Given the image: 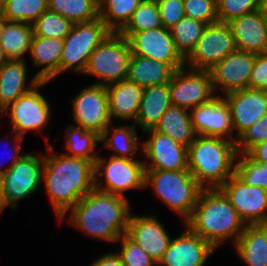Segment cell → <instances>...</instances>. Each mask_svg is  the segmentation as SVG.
Here are the masks:
<instances>
[{
    "label": "cell",
    "mask_w": 267,
    "mask_h": 266,
    "mask_svg": "<svg viewBox=\"0 0 267 266\" xmlns=\"http://www.w3.org/2000/svg\"><path fill=\"white\" fill-rule=\"evenodd\" d=\"M46 143L48 153L44 154L42 181L57 220L62 221L68 211L95 188V163L63 153L54 154L48 138Z\"/></svg>",
    "instance_id": "obj_1"
},
{
    "label": "cell",
    "mask_w": 267,
    "mask_h": 266,
    "mask_svg": "<svg viewBox=\"0 0 267 266\" xmlns=\"http://www.w3.org/2000/svg\"><path fill=\"white\" fill-rule=\"evenodd\" d=\"M130 209L127 197L94 188L69 210L67 220L84 235L117 243L127 233Z\"/></svg>",
    "instance_id": "obj_2"
},
{
    "label": "cell",
    "mask_w": 267,
    "mask_h": 266,
    "mask_svg": "<svg viewBox=\"0 0 267 266\" xmlns=\"http://www.w3.org/2000/svg\"><path fill=\"white\" fill-rule=\"evenodd\" d=\"M183 224L215 249L228 239L235 244L247 226L219 188L203 189Z\"/></svg>",
    "instance_id": "obj_3"
},
{
    "label": "cell",
    "mask_w": 267,
    "mask_h": 266,
    "mask_svg": "<svg viewBox=\"0 0 267 266\" xmlns=\"http://www.w3.org/2000/svg\"><path fill=\"white\" fill-rule=\"evenodd\" d=\"M237 156L234 141L197 135L188 146V169L204 189L220 188L235 174Z\"/></svg>",
    "instance_id": "obj_4"
},
{
    "label": "cell",
    "mask_w": 267,
    "mask_h": 266,
    "mask_svg": "<svg viewBox=\"0 0 267 266\" xmlns=\"http://www.w3.org/2000/svg\"><path fill=\"white\" fill-rule=\"evenodd\" d=\"M144 186L151 187L156 196L181 216L184 222L190 217L204 189L189 169L180 171L145 169Z\"/></svg>",
    "instance_id": "obj_5"
},
{
    "label": "cell",
    "mask_w": 267,
    "mask_h": 266,
    "mask_svg": "<svg viewBox=\"0 0 267 266\" xmlns=\"http://www.w3.org/2000/svg\"><path fill=\"white\" fill-rule=\"evenodd\" d=\"M131 47L126 37L112 32L89 57L84 75L98 78L93 84L107 86L127 78Z\"/></svg>",
    "instance_id": "obj_6"
},
{
    "label": "cell",
    "mask_w": 267,
    "mask_h": 266,
    "mask_svg": "<svg viewBox=\"0 0 267 266\" xmlns=\"http://www.w3.org/2000/svg\"><path fill=\"white\" fill-rule=\"evenodd\" d=\"M112 31L97 18L87 23H74L63 39L60 74L66 71L84 73L92 52Z\"/></svg>",
    "instance_id": "obj_7"
},
{
    "label": "cell",
    "mask_w": 267,
    "mask_h": 266,
    "mask_svg": "<svg viewBox=\"0 0 267 266\" xmlns=\"http://www.w3.org/2000/svg\"><path fill=\"white\" fill-rule=\"evenodd\" d=\"M95 189L126 197L125 191L144 189L145 167L142 160L126 159L111 155L110 158L98 156L95 161ZM105 177L102 182L98 179ZM103 184V185H101Z\"/></svg>",
    "instance_id": "obj_8"
},
{
    "label": "cell",
    "mask_w": 267,
    "mask_h": 266,
    "mask_svg": "<svg viewBox=\"0 0 267 266\" xmlns=\"http://www.w3.org/2000/svg\"><path fill=\"white\" fill-rule=\"evenodd\" d=\"M44 154L37 156L27 152L3 173L2 211L8 206L15 211L17 202L29 198L41 186Z\"/></svg>",
    "instance_id": "obj_9"
},
{
    "label": "cell",
    "mask_w": 267,
    "mask_h": 266,
    "mask_svg": "<svg viewBox=\"0 0 267 266\" xmlns=\"http://www.w3.org/2000/svg\"><path fill=\"white\" fill-rule=\"evenodd\" d=\"M169 89L171 104L188 110L210 103L217 97L210 70L192 69L187 66L174 72Z\"/></svg>",
    "instance_id": "obj_10"
},
{
    "label": "cell",
    "mask_w": 267,
    "mask_h": 266,
    "mask_svg": "<svg viewBox=\"0 0 267 266\" xmlns=\"http://www.w3.org/2000/svg\"><path fill=\"white\" fill-rule=\"evenodd\" d=\"M236 50L233 31L229 23L218 21L208 24L193 51L185 59V66L192 69L210 70Z\"/></svg>",
    "instance_id": "obj_11"
},
{
    "label": "cell",
    "mask_w": 267,
    "mask_h": 266,
    "mask_svg": "<svg viewBox=\"0 0 267 266\" xmlns=\"http://www.w3.org/2000/svg\"><path fill=\"white\" fill-rule=\"evenodd\" d=\"M48 81H41L32 90L18 98L2 111L10 116V126L17 135L24 136L30 131H39L48 125L51 116L49 101L39 92Z\"/></svg>",
    "instance_id": "obj_12"
},
{
    "label": "cell",
    "mask_w": 267,
    "mask_h": 266,
    "mask_svg": "<svg viewBox=\"0 0 267 266\" xmlns=\"http://www.w3.org/2000/svg\"><path fill=\"white\" fill-rule=\"evenodd\" d=\"M72 117L76 126L101 135L112 126L108 109L106 86L92 84L81 90L72 99Z\"/></svg>",
    "instance_id": "obj_13"
},
{
    "label": "cell",
    "mask_w": 267,
    "mask_h": 266,
    "mask_svg": "<svg viewBox=\"0 0 267 266\" xmlns=\"http://www.w3.org/2000/svg\"><path fill=\"white\" fill-rule=\"evenodd\" d=\"M219 189L246 225H267V190L246 185L235 174Z\"/></svg>",
    "instance_id": "obj_14"
},
{
    "label": "cell",
    "mask_w": 267,
    "mask_h": 266,
    "mask_svg": "<svg viewBox=\"0 0 267 266\" xmlns=\"http://www.w3.org/2000/svg\"><path fill=\"white\" fill-rule=\"evenodd\" d=\"M149 137L143 142L142 154L145 159V169H159L180 171L188 169V147L175 142L168 135L162 134L155 129L144 131Z\"/></svg>",
    "instance_id": "obj_15"
},
{
    "label": "cell",
    "mask_w": 267,
    "mask_h": 266,
    "mask_svg": "<svg viewBox=\"0 0 267 266\" xmlns=\"http://www.w3.org/2000/svg\"><path fill=\"white\" fill-rule=\"evenodd\" d=\"M131 52L156 61L168 63L175 71L185 66L177 52L170 29L165 27L133 33L128 38Z\"/></svg>",
    "instance_id": "obj_16"
},
{
    "label": "cell",
    "mask_w": 267,
    "mask_h": 266,
    "mask_svg": "<svg viewBox=\"0 0 267 266\" xmlns=\"http://www.w3.org/2000/svg\"><path fill=\"white\" fill-rule=\"evenodd\" d=\"M256 53L236 50L210 69L215 93L220 88L226 95L249 88ZM217 90V91H216Z\"/></svg>",
    "instance_id": "obj_17"
},
{
    "label": "cell",
    "mask_w": 267,
    "mask_h": 266,
    "mask_svg": "<svg viewBox=\"0 0 267 266\" xmlns=\"http://www.w3.org/2000/svg\"><path fill=\"white\" fill-rule=\"evenodd\" d=\"M222 97L230 110L237 138L267 114V90L245 88Z\"/></svg>",
    "instance_id": "obj_18"
},
{
    "label": "cell",
    "mask_w": 267,
    "mask_h": 266,
    "mask_svg": "<svg viewBox=\"0 0 267 266\" xmlns=\"http://www.w3.org/2000/svg\"><path fill=\"white\" fill-rule=\"evenodd\" d=\"M216 249L187 227L172 238L158 266H204Z\"/></svg>",
    "instance_id": "obj_19"
},
{
    "label": "cell",
    "mask_w": 267,
    "mask_h": 266,
    "mask_svg": "<svg viewBox=\"0 0 267 266\" xmlns=\"http://www.w3.org/2000/svg\"><path fill=\"white\" fill-rule=\"evenodd\" d=\"M190 114L197 135L224 138L236 143L237 137H232L234 129L230 110L222 96L191 109Z\"/></svg>",
    "instance_id": "obj_20"
},
{
    "label": "cell",
    "mask_w": 267,
    "mask_h": 266,
    "mask_svg": "<svg viewBox=\"0 0 267 266\" xmlns=\"http://www.w3.org/2000/svg\"><path fill=\"white\" fill-rule=\"evenodd\" d=\"M158 264L172 240L159 219L153 215H133L126 233Z\"/></svg>",
    "instance_id": "obj_21"
},
{
    "label": "cell",
    "mask_w": 267,
    "mask_h": 266,
    "mask_svg": "<svg viewBox=\"0 0 267 266\" xmlns=\"http://www.w3.org/2000/svg\"><path fill=\"white\" fill-rule=\"evenodd\" d=\"M237 50L267 53V22L261 9L229 22Z\"/></svg>",
    "instance_id": "obj_22"
},
{
    "label": "cell",
    "mask_w": 267,
    "mask_h": 266,
    "mask_svg": "<svg viewBox=\"0 0 267 266\" xmlns=\"http://www.w3.org/2000/svg\"><path fill=\"white\" fill-rule=\"evenodd\" d=\"M27 73L25 60H8L0 67L1 112L41 82L34 76L26 85Z\"/></svg>",
    "instance_id": "obj_23"
},
{
    "label": "cell",
    "mask_w": 267,
    "mask_h": 266,
    "mask_svg": "<svg viewBox=\"0 0 267 266\" xmlns=\"http://www.w3.org/2000/svg\"><path fill=\"white\" fill-rule=\"evenodd\" d=\"M109 115L112 119L135 122L144 88L127 79L106 86Z\"/></svg>",
    "instance_id": "obj_24"
},
{
    "label": "cell",
    "mask_w": 267,
    "mask_h": 266,
    "mask_svg": "<svg viewBox=\"0 0 267 266\" xmlns=\"http://www.w3.org/2000/svg\"><path fill=\"white\" fill-rule=\"evenodd\" d=\"M62 51L63 39L33 34L29 54L34 66L41 67L35 74L40 81L50 82L60 75Z\"/></svg>",
    "instance_id": "obj_25"
},
{
    "label": "cell",
    "mask_w": 267,
    "mask_h": 266,
    "mask_svg": "<svg viewBox=\"0 0 267 266\" xmlns=\"http://www.w3.org/2000/svg\"><path fill=\"white\" fill-rule=\"evenodd\" d=\"M171 105L169 83L146 87L133 123L143 132L155 129L162 115Z\"/></svg>",
    "instance_id": "obj_26"
},
{
    "label": "cell",
    "mask_w": 267,
    "mask_h": 266,
    "mask_svg": "<svg viewBox=\"0 0 267 266\" xmlns=\"http://www.w3.org/2000/svg\"><path fill=\"white\" fill-rule=\"evenodd\" d=\"M174 72L175 70L168 63L131 54L126 79L146 88L169 83Z\"/></svg>",
    "instance_id": "obj_27"
},
{
    "label": "cell",
    "mask_w": 267,
    "mask_h": 266,
    "mask_svg": "<svg viewBox=\"0 0 267 266\" xmlns=\"http://www.w3.org/2000/svg\"><path fill=\"white\" fill-rule=\"evenodd\" d=\"M234 249L247 266H267V225H247Z\"/></svg>",
    "instance_id": "obj_28"
},
{
    "label": "cell",
    "mask_w": 267,
    "mask_h": 266,
    "mask_svg": "<svg viewBox=\"0 0 267 266\" xmlns=\"http://www.w3.org/2000/svg\"><path fill=\"white\" fill-rule=\"evenodd\" d=\"M190 110L171 105L162 115L155 130L188 147L196 138Z\"/></svg>",
    "instance_id": "obj_29"
},
{
    "label": "cell",
    "mask_w": 267,
    "mask_h": 266,
    "mask_svg": "<svg viewBox=\"0 0 267 266\" xmlns=\"http://www.w3.org/2000/svg\"><path fill=\"white\" fill-rule=\"evenodd\" d=\"M32 37L31 24L5 21L0 44L9 60H25L24 55L30 51Z\"/></svg>",
    "instance_id": "obj_30"
},
{
    "label": "cell",
    "mask_w": 267,
    "mask_h": 266,
    "mask_svg": "<svg viewBox=\"0 0 267 266\" xmlns=\"http://www.w3.org/2000/svg\"><path fill=\"white\" fill-rule=\"evenodd\" d=\"M136 125H119L112 126L113 134L109 136L110 126H108L100 136V144L103 143L104 147L113 151V156L135 159L134 154L141 148L138 144L137 128Z\"/></svg>",
    "instance_id": "obj_31"
},
{
    "label": "cell",
    "mask_w": 267,
    "mask_h": 266,
    "mask_svg": "<svg viewBox=\"0 0 267 266\" xmlns=\"http://www.w3.org/2000/svg\"><path fill=\"white\" fill-rule=\"evenodd\" d=\"M100 136L97 132L84 129L83 127L70 124L65 129L66 156L89 159L95 163L97 157L96 147L100 143ZM93 152V153H92Z\"/></svg>",
    "instance_id": "obj_32"
},
{
    "label": "cell",
    "mask_w": 267,
    "mask_h": 266,
    "mask_svg": "<svg viewBox=\"0 0 267 266\" xmlns=\"http://www.w3.org/2000/svg\"><path fill=\"white\" fill-rule=\"evenodd\" d=\"M143 0H103L99 5V18L112 32H119L131 19Z\"/></svg>",
    "instance_id": "obj_33"
},
{
    "label": "cell",
    "mask_w": 267,
    "mask_h": 266,
    "mask_svg": "<svg viewBox=\"0 0 267 266\" xmlns=\"http://www.w3.org/2000/svg\"><path fill=\"white\" fill-rule=\"evenodd\" d=\"M48 9L74 23H87L99 18V7L94 0H48Z\"/></svg>",
    "instance_id": "obj_34"
},
{
    "label": "cell",
    "mask_w": 267,
    "mask_h": 266,
    "mask_svg": "<svg viewBox=\"0 0 267 266\" xmlns=\"http://www.w3.org/2000/svg\"><path fill=\"white\" fill-rule=\"evenodd\" d=\"M206 26L201 21L183 17L170 28L175 48L184 60L193 51Z\"/></svg>",
    "instance_id": "obj_35"
},
{
    "label": "cell",
    "mask_w": 267,
    "mask_h": 266,
    "mask_svg": "<svg viewBox=\"0 0 267 266\" xmlns=\"http://www.w3.org/2000/svg\"><path fill=\"white\" fill-rule=\"evenodd\" d=\"M48 9V0H6L0 11L6 21L33 24Z\"/></svg>",
    "instance_id": "obj_36"
},
{
    "label": "cell",
    "mask_w": 267,
    "mask_h": 266,
    "mask_svg": "<svg viewBox=\"0 0 267 266\" xmlns=\"http://www.w3.org/2000/svg\"><path fill=\"white\" fill-rule=\"evenodd\" d=\"M160 27L163 25L157 3L143 0L118 33L128 39L133 33Z\"/></svg>",
    "instance_id": "obj_37"
},
{
    "label": "cell",
    "mask_w": 267,
    "mask_h": 266,
    "mask_svg": "<svg viewBox=\"0 0 267 266\" xmlns=\"http://www.w3.org/2000/svg\"><path fill=\"white\" fill-rule=\"evenodd\" d=\"M73 23L57 12L47 9L32 24L33 34L47 38L64 39L70 32Z\"/></svg>",
    "instance_id": "obj_38"
},
{
    "label": "cell",
    "mask_w": 267,
    "mask_h": 266,
    "mask_svg": "<svg viewBox=\"0 0 267 266\" xmlns=\"http://www.w3.org/2000/svg\"><path fill=\"white\" fill-rule=\"evenodd\" d=\"M235 175L246 185L267 190V164L252 160L247 154H238Z\"/></svg>",
    "instance_id": "obj_39"
},
{
    "label": "cell",
    "mask_w": 267,
    "mask_h": 266,
    "mask_svg": "<svg viewBox=\"0 0 267 266\" xmlns=\"http://www.w3.org/2000/svg\"><path fill=\"white\" fill-rule=\"evenodd\" d=\"M121 247L116 252L120 255L123 266H158L150 255L134 242L127 234L117 241Z\"/></svg>",
    "instance_id": "obj_40"
},
{
    "label": "cell",
    "mask_w": 267,
    "mask_h": 266,
    "mask_svg": "<svg viewBox=\"0 0 267 266\" xmlns=\"http://www.w3.org/2000/svg\"><path fill=\"white\" fill-rule=\"evenodd\" d=\"M260 9L257 0H217L219 22L229 23L231 20Z\"/></svg>",
    "instance_id": "obj_41"
},
{
    "label": "cell",
    "mask_w": 267,
    "mask_h": 266,
    "mask_svg": "<svg viewBox=\"0 0 267 266\" xmlns=\"http://www.w3.org/2000/svg\"><path fill=\"white\" fill-rule=\"evenodd\" d=\"M185 17L213 24L219 21L217 0H183Z\"/></svg>",
    "instance_id": "obj_42"
},
{
    "label": "cell",
    "mask_w": 267,
    "mask_h": 266,
    "mask_svg": "<svg viewBox=\"0 0 267 266\" xmlns=\"http://www.w3.org/2000/svg\"><path fill=\"white\" fill-rule=\"evenodd\" d=\"M267 141V114L246 129L236 140L238 154H247L256 145Z\"/></svg>",
    "instance_id": "obj_43"
},
{
    "label": "cell",
    "mask_w": 267,
    "mask_h": 266,
    "mask_svg": "<svg viewBox=\"0 0 267 266\" xmlns=\"http://www.w3.org/2000/svg\"><path fill=\"white\" fill-rule=\"evenodd\" d=\"M163 27L172 28L185 17L183 0H163L157 3Z\"/></svg>",
    "instance_id": "obj_44"
},
{
    "label": "cell",
    "mask_w": 267,
    "mask_h": 266,
    "mask_svg": "<svg viewBox=\"0 0 267 266\" xmlns=\"http://www.w3.org/2000/svg\"><path fill=\"white\" fill-rule=\"evenodd\" d=\"M249 88L267 90V53L256 54Z\"/></svg>",
    "instance_id": "obj_45"
},
{
    "label": "cell",
    "mask_w": 267,
    "mask_h": 266,
    "mask_svg": "<svg viewBox=\"0 0 267 266\" xmlns=\"http://www.w3.org/2000/svg\"><path fill=\"white\" fill-rule=\"evenodd\" d=\"M12 133H13V135H14V137L16 138L14 141H13V143H14V145L15 146H12L11 148H12V151H14L13 152V154L10 156L11 158H12V160H11V164H9V165H7V167H2L3 165L2 164H0V173H5L15 162H17L19 159H21L25 154H27V153H20L21 152V149H22V143H23V141H24V138L22 137V136H19V135H17L15 132H13L12 131ZM9 143L7 142L6 143V145H7V147L9 146L8 145ZM7 161V160H6Z\"/></svg>",
    "instance_id": "obj_46"
},
{
    "label": "cell",
    "mask_w": 267,
    "mask_h": 266,
    "mask_svg": "<svg viewBox=\"0 0 267 266\" xmlns=\"http://www.w3.org/2000/svg\"><path fill=\"white\" fill-rule=\"evenodd\" d=\"M90 266H123V263L120 255L116 251H112L98 257Z\"/></svg>",
    "instance_id": "obj_47"
},
{
    "label": "cell",
    "mask_w": 267,
    "mask_h": 266,
    "mask_svg": "<svg viewBox=\"0 0 267 266\" xmlns=\"http://www.w3.org/2000/svg\"><path fill=\"white\" fill-rule=\"evenodd\" d=\"M247 155L255 162L267 164V141L253 147Z\"/></svg>",
    "instance_id": "obj_48"
},
{
    "label": "cell",
    "mask_w": 267,
    "mask_h": 266,
    "mask_svg": "<svg viewBox=\"0 0 267 266\" xmlns=\"http://www.w3.org/2000/svg\"><path fill=\"white\" fill-rule=\"evenodd\" d=\"M9 59L4 51V48L0 44V67L7 62Z\"/></svg>",
    "instance_id": "obj_49"
},
{
    "label": "cell",
    "mask_w": 267,
    "mask_h": 266,
    "mask_svg": "<svg viewBox=\"0 0 267 266\" xmlns=\"http://www.w3.org/2000/svg\"><path fill=\"white\" fill-rule=\"evenodd\" d=\"M3 174L0 173V214L2 213Z\"/></svg>",
    "instance_id": "obj_50"
},
{
    "label": "cell",
    "mask_w": 267,
    "mask_h": 266,
    "mask_svg": "<svg viewBox=\"0 0 267 266\" xmlns=\"http://www.w3.org/2000/svg\"><path fill=\"white\" fill-rule=\"evenodd\" d=\"M260 9L264 15L265 21L267 22V1L260 5Z\"/></svg>",
    "instance_id": "obj_51"
},
{
    "label": "cell",
    "mask_w": 267,
    "mask_h": 266,
    "mask_svg": "<svg viewBox=\"0 0 267 266\" xmlns=\"http://www.w3.org/2000/svg\"><path fill=\"white\" fill-rule=\"evenodd\" d=\"M5 21H6V19L3 17L2 12L0 11V38H1L2 31H3L4 25H5Z\"/></svg>",
    "instance_id": "obj_52"
},
{
    "label": "cell",
    "mask_w": 267,
    "mask_h": 266,
    "mask_svg": "<svg viewBox=\"0 0 267 266\" xmlns=\"http://www.w3.org/2000/svg\"><path fill=\"white\" fill-rule=\"evenodd\" d=\"M144 1L153 2V3H159V2H161L163 0H144Z\"/></svg>",
    "instance_id": "obj_53"
},
{
    "label": "cell",
    "mask_w": 267,
    "mask_h": 266,
    "mask_svg": "<svg viewBox=\"0 0 267 266\" xmlns=\"http://www.w3.org/2000/svg\"><path fill=\"white\" fill-rule=\"evenodd\" d=\"M258 1V3L260 4V5H262L264 2H266L267 0H257Z\"/></svg>",
    "instance_id": "obj_54"
},
{
    "label": "cell",
    "mask_w": 267,
    "mask_h": 266,
    "mask_svg": "<svg viewBox=\"0 0 267 266\" xmlns=\"http://www.w3.org/2000/svg\"><path fill=\"white\" fill-rule=\"evenodd\" d=\"M98 5L103 1V0H94Z\"/></svg>",
    "instance_id": "obj_55"
},
{
    "label": "cell",
    "mask_w": 267,
    "mask_h": 266,
    "mask_svg": "<svg viewBox=\"0 0 267 266\" xmlns=\"http://www.w3.org/2000/svg\"><path fill=\"white\" fill-rule=\"evenodd\" d=\"M6 0H0V6L5 2Z\"/></svg>",
    "instance_id": "obj_56"
}]
</instances>
